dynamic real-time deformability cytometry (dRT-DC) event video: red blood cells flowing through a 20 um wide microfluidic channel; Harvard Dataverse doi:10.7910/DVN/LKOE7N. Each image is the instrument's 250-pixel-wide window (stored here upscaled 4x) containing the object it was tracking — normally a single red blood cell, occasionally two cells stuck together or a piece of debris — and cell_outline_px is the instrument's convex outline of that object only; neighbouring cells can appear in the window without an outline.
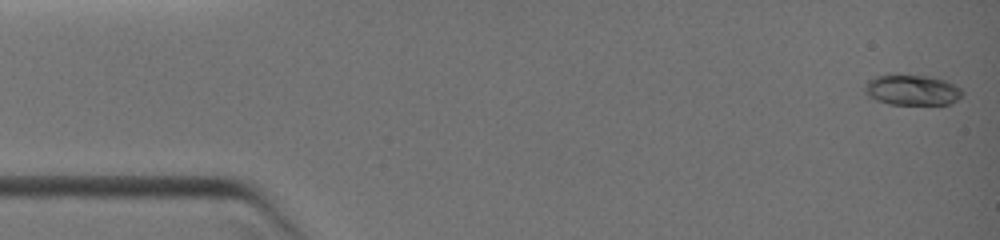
{"species": "common noctule bat (a hibernating species)", "species_latin": "Nyctalus noctula", "temperature_condition": "warm", "stored_images_in_passage": 23, "camera_frame_rate_fps": 3000, "um_per_image_px": 0.085, "animal": {"sex": "female", "body_mass_g": 19.0, "forearm_length_mm": 51.5}, "frame": {"image": 1, "passage_image": 1, "time_ms": 0.0, "image_size_px": [1000, 240], "cell_outline_px": [[960, 96], [956, 100], [948, 104], [888, 104], [876, 100], [868, 96], [868, 80], [876, 76], [896, 72], [928, 76], [944, 80], [960, 88]], "centroid_in_image_um": [77.5, 7.61], "position_along_channel_um": 7.5, "area_um2": 17.28}}
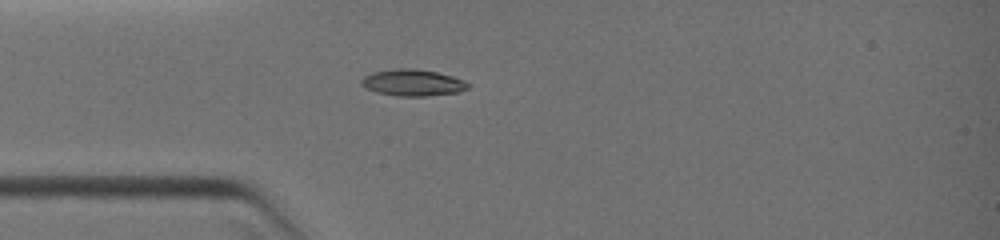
{"frame": {"image": 2, "passage_image": 20, "time_ms": 3.333, "image_size_px": [1000, 240], "cell_outline_px": [[468, 88], [456, 92], [424, 96], [396, 96], [376, 92], [360, 84], [360, 80], [364, 76], [372, 72], [396, 68], [412, 68], [436, 72], [452, 76], [468, 84]], "centroid_in_image_um": [35.01, 7.02], "position_along_channel_um": 50.0, "area_um2": 16.24}}